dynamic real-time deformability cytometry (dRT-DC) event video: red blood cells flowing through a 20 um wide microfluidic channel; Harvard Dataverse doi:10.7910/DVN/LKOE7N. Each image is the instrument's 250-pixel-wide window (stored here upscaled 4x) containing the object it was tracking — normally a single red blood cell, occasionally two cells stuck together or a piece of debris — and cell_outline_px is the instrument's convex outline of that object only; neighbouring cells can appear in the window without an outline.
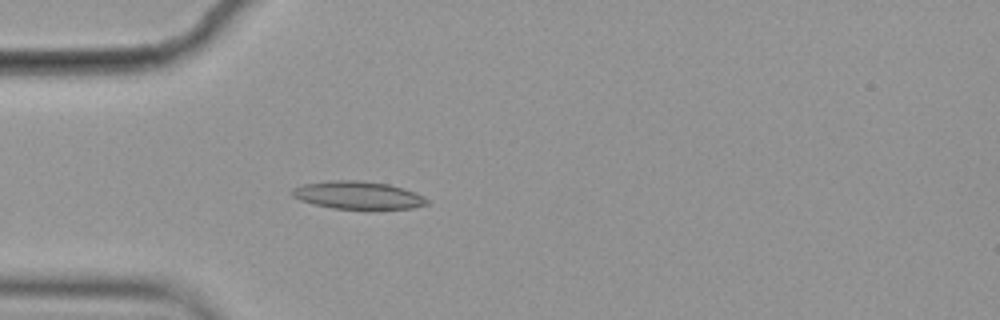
{"species": "common noctule bat (a hibernating species)", "species_latin": "Nyctalus noctula", "temperature_condition": "cold", "stored_images_in_passage": 5, "camera_frame_rate_fps": 3000, "um_per_image_px": 0.085, "animal": {"sex": "female", "body_mass_g": 19.9}, "frame": {"image": 1, "passage_image": 5, "time_ms": 1.333, "image_size_px": [1000, 320], "cell_outline_px": [[428, 204], [412, 208], [332, 208], [312, 204], [300, 200], [292, 196], [288, 192], [292, 188], [304, 184], [332, 180], [360, 180], [388, 184], [416, 192], [424, 196], [428, 200]], "centroid_in_image_um": [30.38, 16.58], "position_along_channel_um": 54.6, "area_um2": 21.73}}